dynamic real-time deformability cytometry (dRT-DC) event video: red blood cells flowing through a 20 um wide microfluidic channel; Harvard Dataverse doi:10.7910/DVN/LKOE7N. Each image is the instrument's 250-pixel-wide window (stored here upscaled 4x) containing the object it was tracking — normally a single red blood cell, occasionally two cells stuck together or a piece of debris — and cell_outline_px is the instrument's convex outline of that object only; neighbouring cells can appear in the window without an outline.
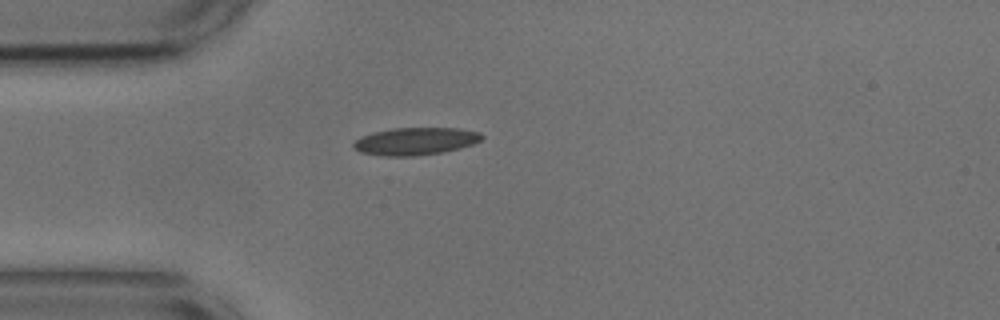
{"species": "common noctule bat (a hibernating species)", "species_latin": "Nyctalus noctula", "temperature_condition": "cold", "stored_images_in_passage": 6, "camera_frame_rate_fps": 3000, "um_per_image_px": 0.085, "animal": {"sex": "male", "body_mass_g": 17.9, "forearm_length_mm": 54.2}, "frame": {"image": 1, "passage_image": 1, "time_ms": 0.0, "image_size_px": [1000, 320], "cell_outline_px": [[484, 136], [480, 140], [472, 144], [460, 148], [444, 152], [416, 156], [384, 156], [360, 152], [352, 148], [352, 144], [360, 136], [372, 132], [392, 128], [456, 128], [480, 132]], "centroid_in_image_um": [35.27, 12.01], "position_along_channel_um": 49.7, "area_um2": 20.69}}